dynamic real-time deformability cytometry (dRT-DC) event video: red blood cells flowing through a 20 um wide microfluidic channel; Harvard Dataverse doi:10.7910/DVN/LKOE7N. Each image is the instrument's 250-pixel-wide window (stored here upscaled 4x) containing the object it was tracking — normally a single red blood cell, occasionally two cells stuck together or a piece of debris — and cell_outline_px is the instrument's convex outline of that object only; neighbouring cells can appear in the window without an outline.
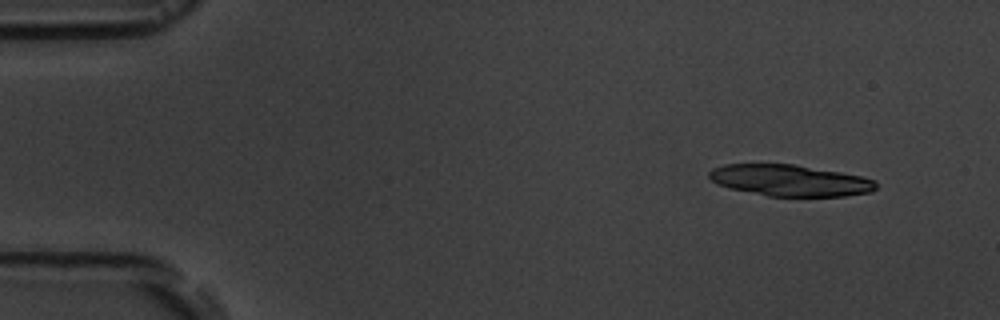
{"species": "common noctule bat (a hibernating species)", "species_latin": "Nyctalus noctula", "temperature_condition": "room temperature", "stored_images_in_passage": 14, "camera_frame_rate_fps": 3000, "um_per_image_px": 0.085, "animal": {"sex": "male", "body_mass_g": 19.5, "forearm_length_mm": 54.6}, "frame": {"image": 1, "passage_image": 1, "time_ms": 0.0, "image_size_px": [1000, 320], "cell_outline_px": [[876, 188], [872, 192], [844, 196], [768, 196], [728, 188], [716, 184], [708, 176], [708, 172], [712, 168], [724, 164], [792, 164], [840, 172], [860, 176], [876, 180]], "centroid_in_image_um": [67.11, 15.34], "position_along_channel_um": 17.9, "area_um2": 30.52}}
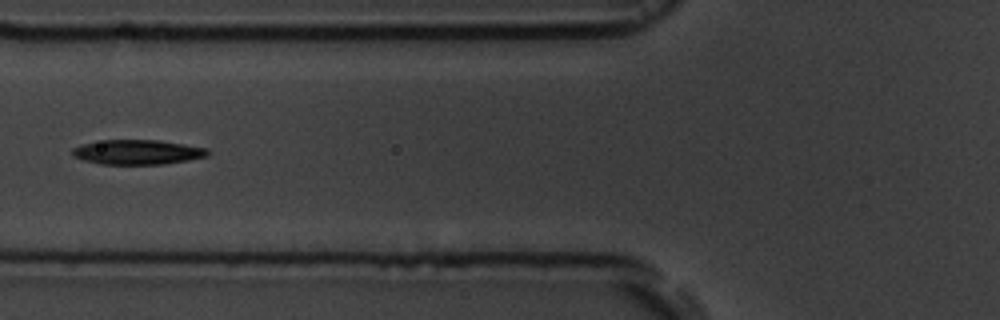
{"frame": {"image": 2, "passage_image": 5, "time_ms": 5.667, "image_size_px": [1000, 320], "cell_outline_px": [[212, 152], [208, 156], [188, 160], [164, 164], [100, 164], [84, 160], [72, 156], [72, 148], [80, 144], [104, 140], [160, 140], [208, 148]], "centroid_in_image_um": [11.71, 12.93], "position_along_channel_um": 114.1, "area_um2": 19.65}}
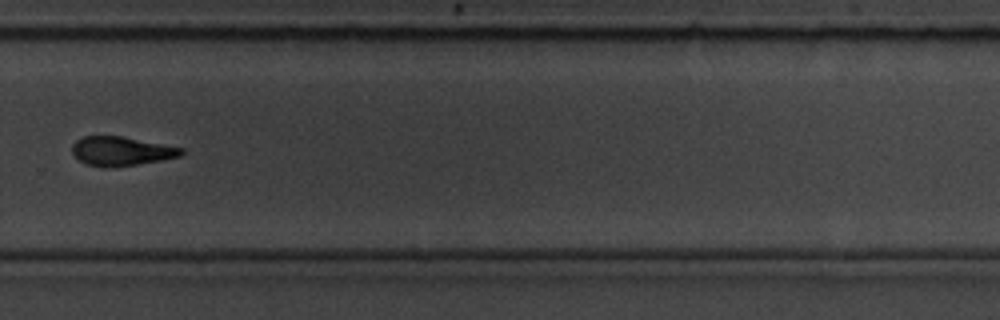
{"frame": {"image": 3, "passage_image": 10, "time_ms": 11.333, "image_size_px": [1000, 320], "cell_outline_px": [[184, 152], [180, 156], [140, 164], [84, 164], [72, 152], [72, 144], [76, 140], [84, 136], [120, 136], [184, 148]], "centroid_in_image_um": [10.33, 12.8], "position_along_channel_um": 319.5, "area_um2": 17.63}, "authors_computed_cell_mechanics": {"area_um2": 18.6405, "velocity_mm_per_s": 3.6358, "shape_relaxation_time_tau1_ms": 2.3203, "shape_relaxation_time_tau2_ms": 7.5756, "deformation_change_tau1": 0.1095, "deformation_change_tau2": 0.1939}}